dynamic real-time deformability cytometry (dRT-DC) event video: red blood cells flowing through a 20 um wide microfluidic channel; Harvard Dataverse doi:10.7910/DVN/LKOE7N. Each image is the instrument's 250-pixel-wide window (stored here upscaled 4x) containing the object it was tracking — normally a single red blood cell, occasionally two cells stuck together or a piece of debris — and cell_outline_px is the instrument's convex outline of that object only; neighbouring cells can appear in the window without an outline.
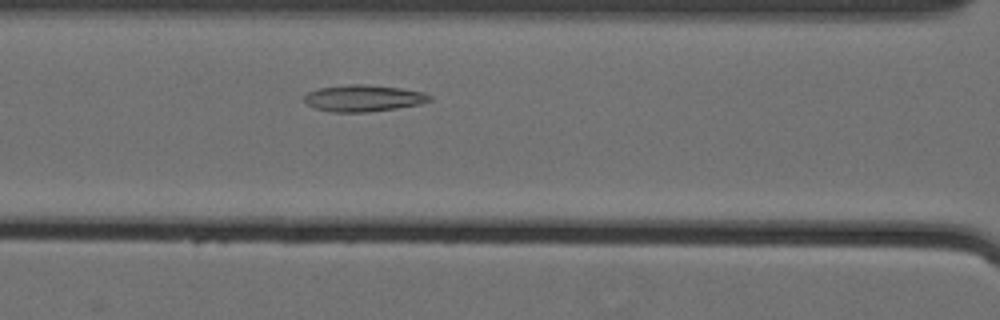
{"species": "Egyptian fruit bat (a non-hibernating species)", "species_latin": "Rousettus aegyptiacus", "temperature_condition": "cold", "stored_images_in_passage": 39, "camera_frame_rate_fps": 3000, "um_per_image_px": 0.085, "animal": {"sex": "female"}, "frame": {"image": 1, "passage_image": 13, "time_ms": 4.0, "image_size_px": [1000, 320], "cell_outline_px": [[432, 100], [420, 104], [396, 108], [368, 112], [332, 112], [316, 108], [308, 104], [304, 100], [304, 96], [308, 92], [320, 88], [348, 84], [364, 84], [400, 88], [424, 92], [432, 96]], "centroid_in_image_um": [30.91, 8.34], "position_along_channel_um": 135.7, "area_um2": 19.36}}
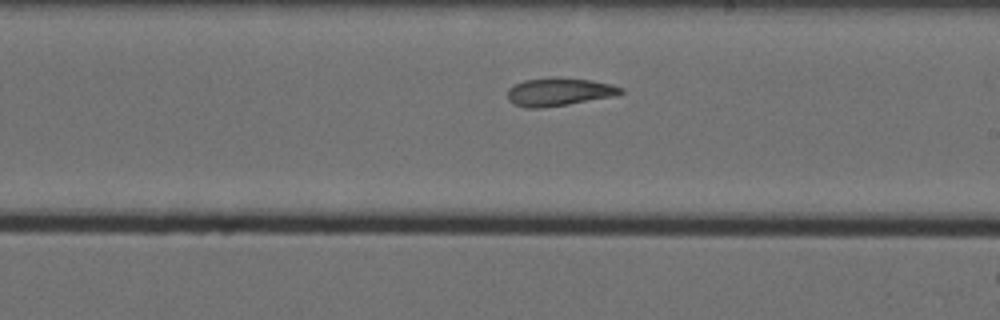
{"frame": {"image": 2, "passage_image": 22, "time_ms": 7.0, "image_size_px": [1000, 320], "cell_outline_px": [[624, 92], [616, 96], [544, 108], [524, 108], [512, 104], [508, 100], [508, 88], [512, 84], [524, 80], [560, 76], [592, 80], [612, 84], [624, 88]], "centroid_in_image_um": [47.51, 7.8], "position_along_channel_um": 241.5, "area_um2": 19.02}}
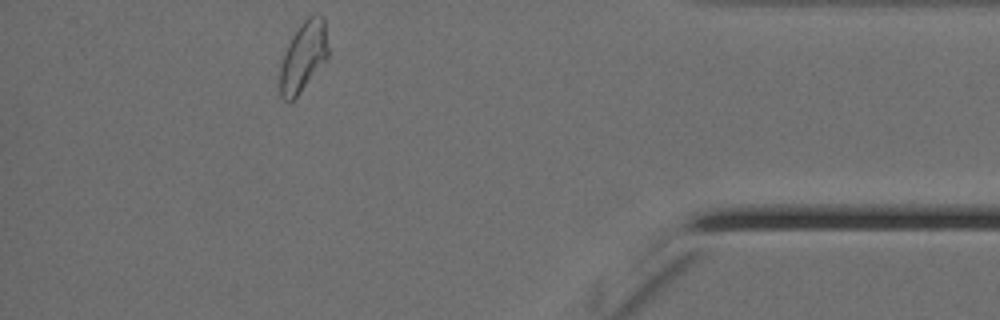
{"frame": {"image": 3, "passage_image": 39, "time_ms": 12.667, "image_size_px": [1000, 320], "cell_outline_px": [[328, 56], [300, 92], [292, 100], [284, 100], [280, 96], [280, 68], [288, 44], [292, 36], [300, 24], [308, 16], [316, 12], [324, 16], [328, 48]], "centroid_in_image_um": [25.79, 4.75], "position_along_channel_um": 409.4, "area_um2": 19.31}, "authors_computed_cell_mechanics": {"area_um2": 18.6694, "velocity_mm_per_s": 3.533, "shape_relaxation_time_tau1_ms": 7.4477, "shape_relaxation_time_tau2_ms": 3.7859, "deformation_change_tau1": 0.1694, "deformation_change_tau2": 0.0995}}